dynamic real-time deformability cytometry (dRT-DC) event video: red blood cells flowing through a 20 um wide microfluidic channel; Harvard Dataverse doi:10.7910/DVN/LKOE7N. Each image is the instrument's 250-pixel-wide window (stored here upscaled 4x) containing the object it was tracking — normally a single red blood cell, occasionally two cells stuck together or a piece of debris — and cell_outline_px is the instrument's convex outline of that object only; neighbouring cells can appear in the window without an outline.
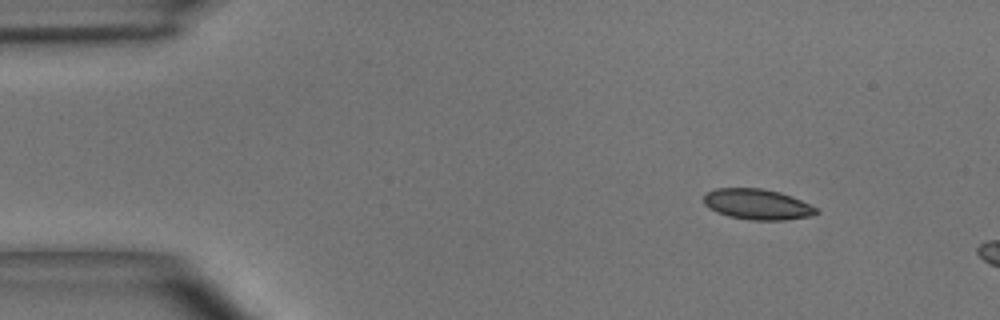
{"species": "common noctule bat (a hibernating species)", "species_latin": "Nyctalus noctula", "temperature_condition": "room temperature", "stored_images_in_passage": 3, "camera_frame_rate_fps": 3000, "um_per_image_px": 0.085, "animal": {"sex": "male", "body_mass_g": 15.6}, "frame": {"image": 1, "passage_image": 1, "time_ms": 0.0, "image_size_px": [1000, 320], "cell_outline_px": [[820, 212], [812, 216], [784, 220], [752, 220], [728, 216], [716, 212], [708, 208], [704, 204], [704, 196], [708, 192], [716, 188], [760, 188], [780, 192], [792, 196], [816, 208]], "centroid_in_image_um": [64.36, 17.37], "position_along_channel_um": 20.6, "area_um2": 20.06}}